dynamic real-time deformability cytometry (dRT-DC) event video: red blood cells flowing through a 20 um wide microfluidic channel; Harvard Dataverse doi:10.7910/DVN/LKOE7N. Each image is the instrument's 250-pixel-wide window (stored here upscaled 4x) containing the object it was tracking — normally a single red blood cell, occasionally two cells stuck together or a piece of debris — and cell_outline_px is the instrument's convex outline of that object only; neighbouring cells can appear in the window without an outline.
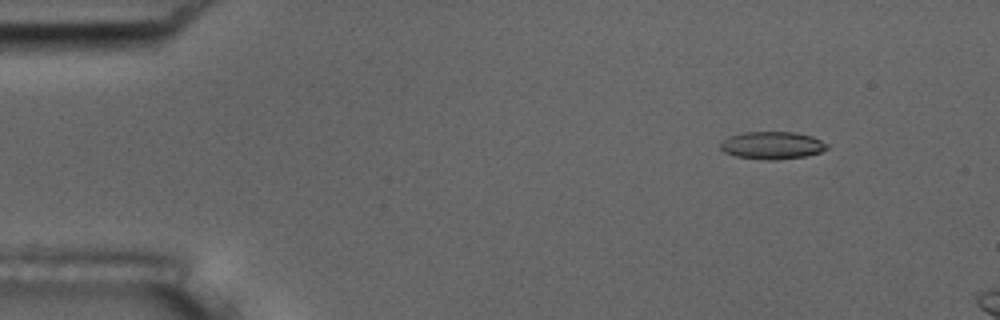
{"species": "common noctule bat (a hibernating species)", "species_latin": "Nyctalus noctula", "temperature_condition": "room temperature", "stored_images_in_passage": 3, "camera_frame_rate_fps": 3000, "um_per_image_px": 0.085, "animal": {"sex": "male", "body_mass_g": 17.5, "forearm_length_mm": 52.3}, "frame": {"image": 1, "passage_image": 1, "time_ms": 0.0, "image_size_px": [1000, 320], "cell_outline_px": [[828, 148], [820, 152], [804, 156], [772, 160], [768, 160], [736, 156], [724, 152], [720, 148], [720, 140], [728, 136], [744, 132], [792, 132], [812, 136], [828, 144]], "centroid_in_image_um": [65.59, 12.34], "position_along_channel_um": 19.4, "area_um2": 17.05}}